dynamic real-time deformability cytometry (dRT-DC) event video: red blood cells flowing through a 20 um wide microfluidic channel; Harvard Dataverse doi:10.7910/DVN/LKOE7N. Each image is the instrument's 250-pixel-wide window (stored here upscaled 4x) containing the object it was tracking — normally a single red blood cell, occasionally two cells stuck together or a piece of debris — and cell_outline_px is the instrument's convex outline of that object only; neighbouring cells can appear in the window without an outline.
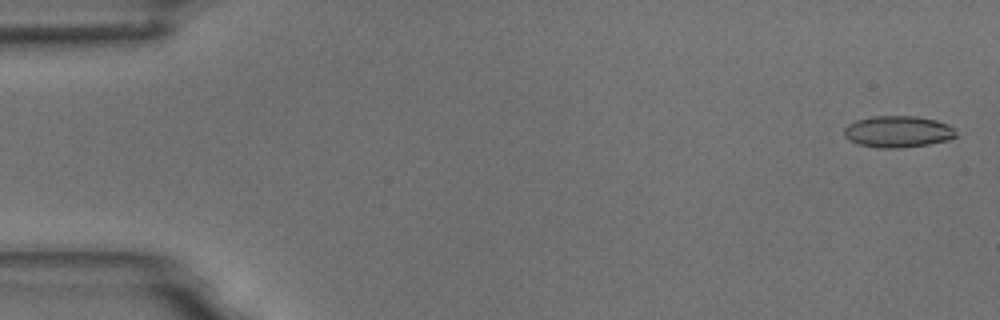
{"species": "common noctule bat (a hibernating species)", "species_latin": "Nyctalus noctula", "temperature_condition": "room temperature", "stored_images_in_passage": 5, "camera_frame_rate_fps": 3000, "um_per_image_px": 0.085, "animal": {"sex": "male", "body_mass_g": 18.8}, "frame": {"image": 1, "passage_image": 1, "time_ms": 0.0, "image_size_px": [1000, 320], "cell_outline_px": [[960, 136], [948, 140], [928, 144], [900, 148], [876, 148], [860, 144], [848, 140], [844, 136], [844, 128], [848, 124], [856, 120], [872, 116], [916, 116], [936, 120], [948, 124]], "centroid_in_image_um": [76.32, 11.19], "position_along_channel_um": 8.7, "area_um2": 20.75}}
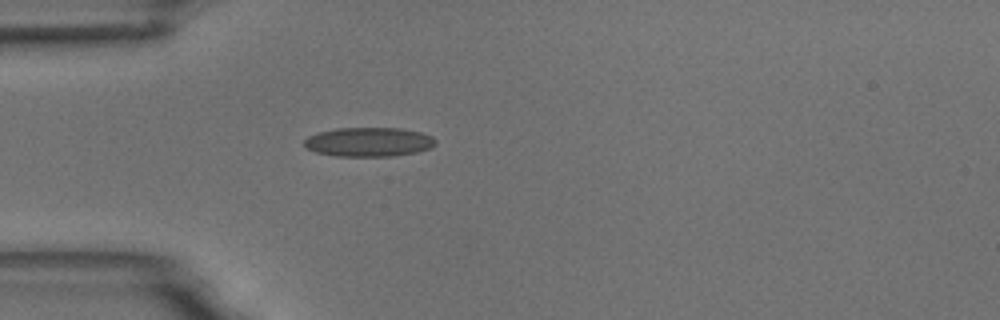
{"frame": {"image": 2, "passage_image": 5, "time_ms": 4.667, "image_size_px": [1000, 320], "cell_outline_px": [[436, 144], [432, 148], [416, 152], [392, 156], [336, 156], [316, 152], [308, 148], [304, 144], [304, 140], [308, 136], [320, 132], [336, 128], [400, 128], [420, 132], [432, 136], [436, 140]], "centroid_in_image_um": [31.38, 12.06], "position_along_channel_um": 53.6, "area_um2": 22.31}}